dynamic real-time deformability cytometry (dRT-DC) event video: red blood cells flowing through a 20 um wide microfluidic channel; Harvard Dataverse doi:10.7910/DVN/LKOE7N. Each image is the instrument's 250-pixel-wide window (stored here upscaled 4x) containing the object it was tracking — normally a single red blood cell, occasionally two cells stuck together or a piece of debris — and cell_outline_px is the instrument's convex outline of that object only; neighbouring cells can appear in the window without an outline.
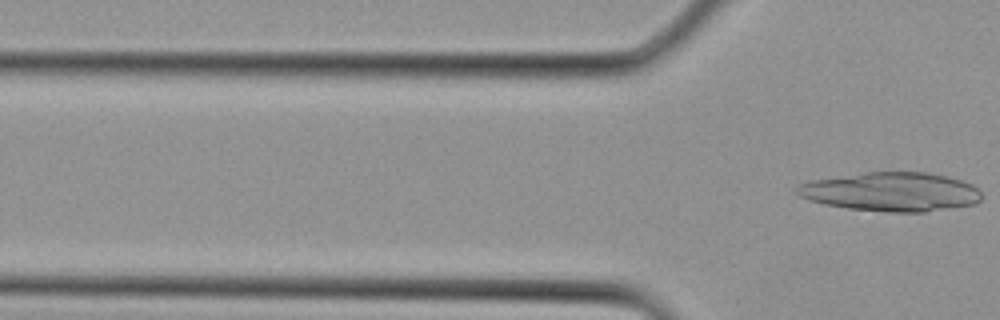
{"species": "Egyptian fruit bat (a non-hibernating species)", "species_latin": "Rousettus aegyptiacus", "temperature_condition": "cold", "stored_images_in_passage": 5, "camera_frame_rate_fps": 3000, "um_per_image_px": 0.085, "animal": {"sex": "female"}, "frame": {"image": 1, "passage_image": 5, "time_ms": 1.333, "image_size_px": [1000, 320], "cell_outline_px": [[984, 196], [976, 204], [924, 212], [892, 212], [848, 208], [824, 204], [808, 200], [800, 196], [796, 192], [796, 188], [800, 184], [812, 180], [864, 172], [928, 172], [948, 176], [972, 184]], "centroid_in_image_um": [75.77, 16.3], "position_along_channel_um": 50.0, "area_um2": 41.96}}